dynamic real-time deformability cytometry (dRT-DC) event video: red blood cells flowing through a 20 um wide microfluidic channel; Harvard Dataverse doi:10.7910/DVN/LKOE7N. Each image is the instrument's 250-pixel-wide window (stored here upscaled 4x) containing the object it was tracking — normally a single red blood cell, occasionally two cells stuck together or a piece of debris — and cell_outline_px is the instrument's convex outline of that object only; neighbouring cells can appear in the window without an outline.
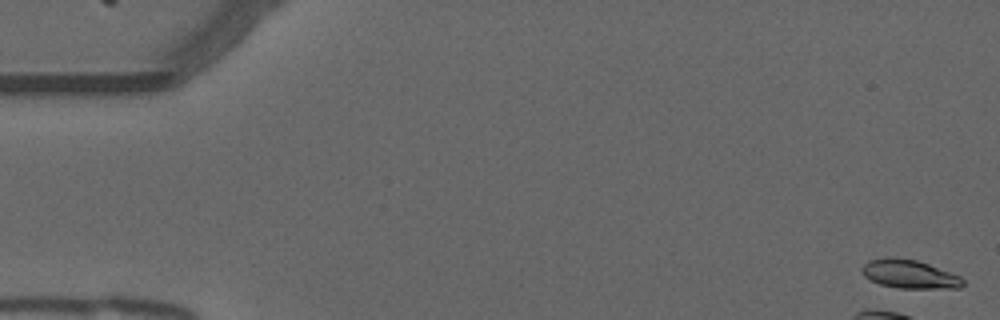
{"species": "common noctule bat (a hibernating species)", "species_latin": "Nyctalus noctula", "temperature_condition": "warm", "stored_images_in_passage": 5, "camera_frame_rate_fps": 3000, "um_per_image_px": 0.085, "animal": {"sex": "male", "forearm_length_mm": 52.5}, "frame": {"image": 1, "passage_image": 1, "time_ms": 0.0, "image_size_px": [1000, 320], "cell_outline_px": [[964, 284], [960, 288], [900, 288], [880, 284], [864, 276], [860, 268], [868, 260], [884, 256], [916, 260], [928, 264], [960, 276], [964, 280]], "centroid_in_image_um": [77.28, 23.29], "position_along_channel_um": 7.7, "area_um2": 16.76}}